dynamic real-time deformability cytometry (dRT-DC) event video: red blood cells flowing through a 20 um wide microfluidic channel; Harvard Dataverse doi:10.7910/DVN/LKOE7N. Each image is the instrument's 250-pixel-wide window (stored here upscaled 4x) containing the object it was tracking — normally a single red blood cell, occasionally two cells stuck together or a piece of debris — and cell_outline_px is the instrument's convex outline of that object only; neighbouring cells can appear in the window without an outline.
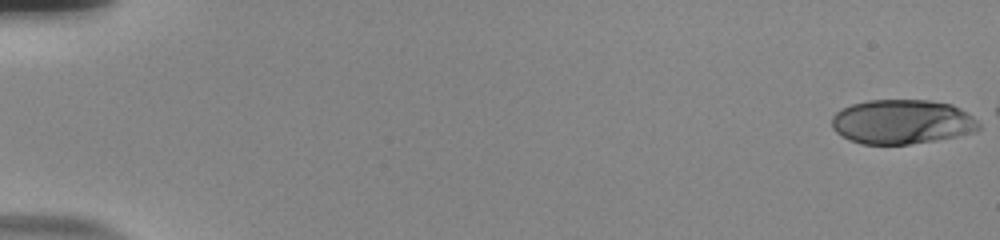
{"species": "human", "species_latin": "Homo sapiens", "temperature_condition": "room temperature", "stored_images_in_passage": 4, "camera_frame_rate_fps": 3000, "um_per_image_px": 0.085, "donor": {"sex": "male"}, "frame": {"image": 1, "passage_image": 1, "time_ms": 0.0, "image_size_px": [1000, 240], "cell_outline_px": [[980, 128], [976, 132], [936, 140], [908, 144], [860, 144], [848, 140], [836, 132], [832, 128], [832, 116], [840, 108], [852, 104], [868, 100], [928, 100], [952, 104], [968, 112], [980, 120]], "centroid_in_image_um": [76.69, 10.35], "position_along_channel_um": 8.3, "area_um2": 38.55}}